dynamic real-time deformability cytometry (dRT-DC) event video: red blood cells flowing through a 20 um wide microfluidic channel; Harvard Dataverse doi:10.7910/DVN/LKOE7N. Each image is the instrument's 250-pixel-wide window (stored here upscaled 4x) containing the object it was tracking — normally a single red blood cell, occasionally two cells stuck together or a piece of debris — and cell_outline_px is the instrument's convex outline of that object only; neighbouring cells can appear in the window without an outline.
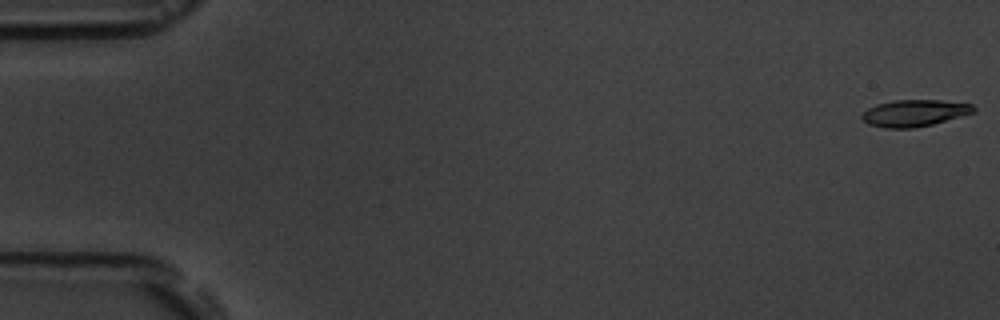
{"species": "common noctule bat (a hibernating species)", "species_latin": "Nyctalus noctula", "temperature_condition": "room temperature", "stored_images_in_passage": 3, "camera_frame_rate_fps": 3000, "um_per_image_px": 0.085, "animal": {"sex": "male", "body_mass_g": 19.5, "forearm_length_mm": 54.6}, "frame": {"image": 1, "passage_image": 1, "time_ms": 0.0, "image_size_px": [1000, 320], "cell_outline_px": [[976, 112], [932, 124], [912, 128], [884, 128], [868, 124], [860, 116], [868, 108], [876, 104], [892, 100], [940, 100], [972, 104], [976, 108]], "centroid_in_image_um": [77.73, 9.6], "position_along_channel_um": 7.3, "area_um2": 17.4}}